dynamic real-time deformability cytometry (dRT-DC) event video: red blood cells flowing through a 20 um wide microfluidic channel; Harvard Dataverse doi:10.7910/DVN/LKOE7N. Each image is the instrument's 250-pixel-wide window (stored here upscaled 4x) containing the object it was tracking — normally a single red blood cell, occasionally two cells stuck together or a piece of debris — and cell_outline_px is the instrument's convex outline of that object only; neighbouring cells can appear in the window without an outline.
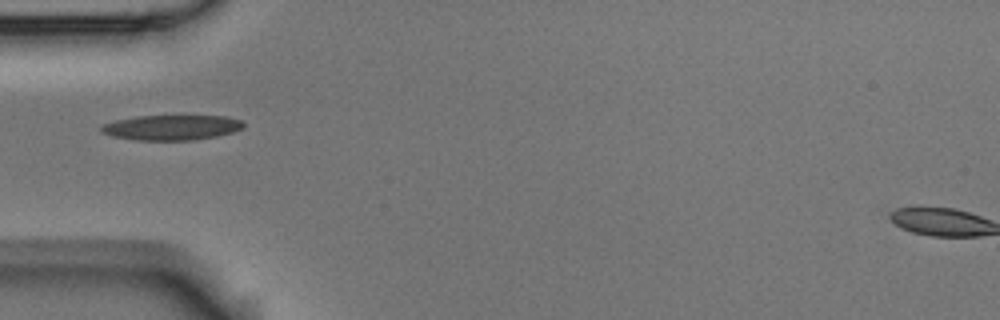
{"species": "Egyptian fruit bat (a non-hibernating species)", "species_latin": "Rousettus aegyptiacus", "temperature_condition": "room temperature", "stored_images_in_passage": 1, "camera_frame_rate_fps": 3000, "um_per_image_px": 0.085, "animal": {"sex": "male"}, "frame": {"image": 1, "passage_image": 1, "time_ms": 0.0, "image_size_px": [1000, 320], "cell_outline_px": [[244, 128], [232, 132], [216, 136], [196, 140], [136, 140], [112, 136], [100, 132], [100, 124], [116, 120], [136, 116], [224, 116], [240, 120], [244, 124]], "centroid_in_image_um": [14.54, 10.84], "position_along_channel_um": 70.5, "area_um2": 20.87}}